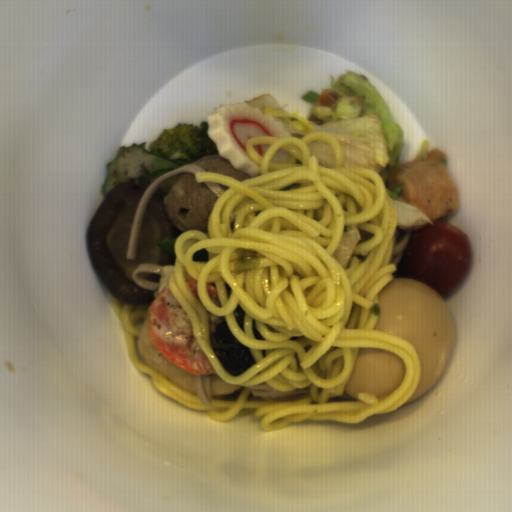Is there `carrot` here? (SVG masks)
<instances>
[{"label": "carrot", "instance_id": "b8716197", "mask_svg": "<svg viewBox=\"0 0 512 512\" xmlns=\"http://www.w3.org/2000/svg\"><path fill=\"white\" fill-rule=\"evenodd\" d=\"M149 330L151 343L190 375L218 374L198 344L187 312L171 294L170 285L149 305Z\"/></svg>", "mask_w": 512, "mask_h": 512}]
</instances>
